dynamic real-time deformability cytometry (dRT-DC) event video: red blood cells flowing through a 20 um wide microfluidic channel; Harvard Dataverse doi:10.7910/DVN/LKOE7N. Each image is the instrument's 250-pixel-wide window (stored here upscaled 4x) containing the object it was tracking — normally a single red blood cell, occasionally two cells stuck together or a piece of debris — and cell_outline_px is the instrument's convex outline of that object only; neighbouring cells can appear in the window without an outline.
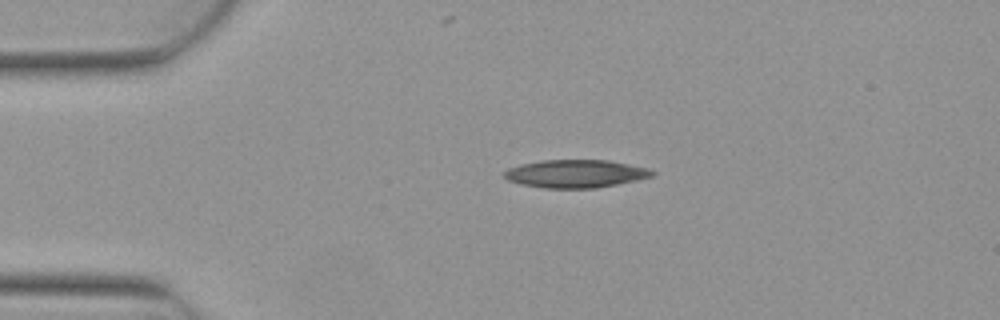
{"species": "Egyptian fruit bat (a non-hibernating species)", "species_latin": "Rousettus aegyptiacus", "temperature_condition": "warm", "stored_images_in_passage": 2, "camera_frame_rate_fps": 3000, "um_per_image_px": 0.085, "animal": {"sex": "female"}, "frame": {"image": 1, "passage_image": 1, "time_ms": 0.0, "image_size_px": [1000, 320], "cell_outline_px": [[656, 172], [652, 176], [636, 180], [596, 188], [544, 188], [520, 184], [508, 180], [504, 176], [504, 172], [508, 168], [520, 164], [540, 160], [608, 160], [648, 168]], "centroid_in_image_um": [48.9, 14.76], "position_along_channel_um": 36.1, "area_um2": 24.04}}